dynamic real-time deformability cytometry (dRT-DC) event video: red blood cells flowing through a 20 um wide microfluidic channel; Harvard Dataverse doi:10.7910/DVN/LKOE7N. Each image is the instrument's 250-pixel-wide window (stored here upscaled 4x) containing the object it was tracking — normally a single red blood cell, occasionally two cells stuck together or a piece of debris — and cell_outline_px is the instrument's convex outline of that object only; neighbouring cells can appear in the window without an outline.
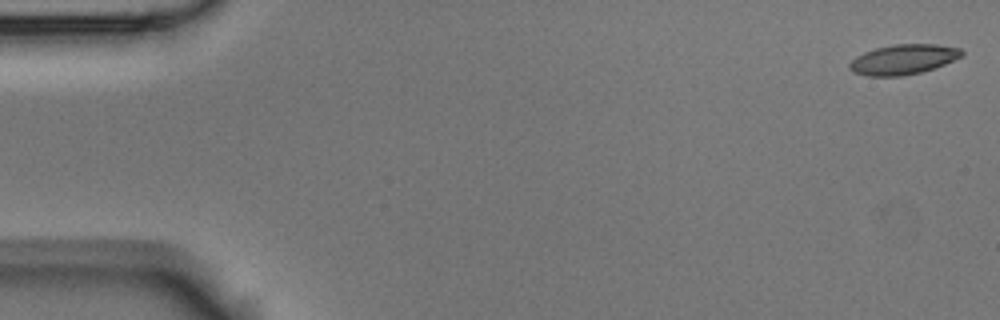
{"species": "Egyptian fruit bat (a non-hibernating species)", "species_latin": "Rousettus aegyptiacus", "temperature_condition": "room temperature", "stored_images_in_passage": 9, "camera_frame_rate_fps": 3000, "um_per_image_px": 0.085, "animal": {"sex": "male"}, "frame": {"image": 1, "passage_image": 1, "time_ms": 0.0, "image_size_px": [1000, 320], "cell_outline_px": [[964, 56], [944, 64], [920, 72], [904, 76], [868, 76], [852, 72], [848, 68], [848, 64], [856, 56], [864, 52], [876, 48], [892, 44], [936, 44], [960, 48], [964, 52]], "centroid_in_image_um": [76.77, 5.05], "position_along_channel_um": 8.2, "area_um2": 19.71}}
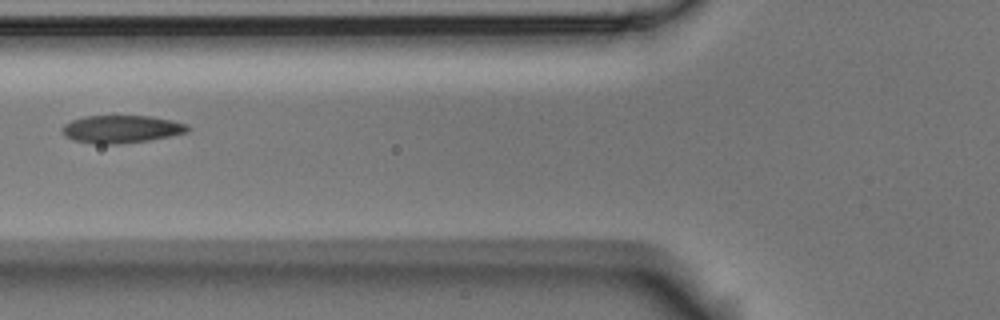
{"frame": {"image": 2, "passage_image": 6, "time_ms": 1.667, "image_size_px": [1000, 320], "cell_outline_px": [[192, 128], [188, 132], [148, 140], [120, 144], [96, 144], [72, 140], [64, 136], [60, 128], [64, 124], [72, 120], [84, 116], [152, 116], [172, 120], [188, 124]], "centroid_in_image_um": [10.3, 10.97], "position_along_channel_um": 115.5, "area_um2": 20.46}}
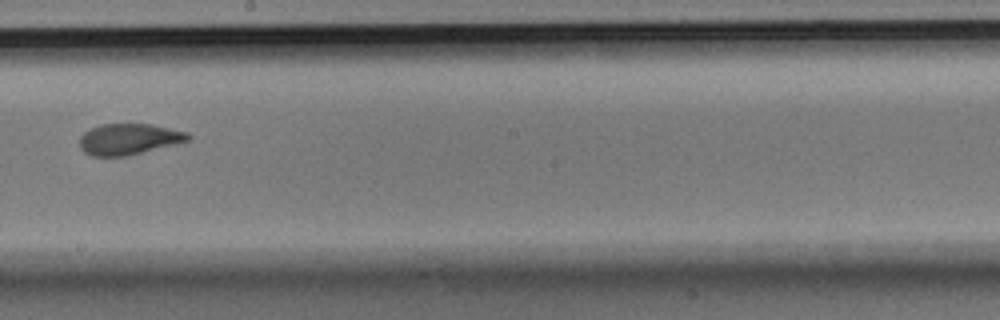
{"frame": {"image": 3, "passage_image": 9, "time_ms": 2.667, "image_size_px": [1000, 320], "cell_outline_px": [[192, 136], [188, 140], [124, 156], [92, 156], [84, 152], [80, 148], [80, 136], [84, 132], [100, 124], [152, 124], [188, 132]], "centroid_in_image_um": [10.91, 11.81], "position_along_channel_um": 237.3, "area_um2": 19.31}}